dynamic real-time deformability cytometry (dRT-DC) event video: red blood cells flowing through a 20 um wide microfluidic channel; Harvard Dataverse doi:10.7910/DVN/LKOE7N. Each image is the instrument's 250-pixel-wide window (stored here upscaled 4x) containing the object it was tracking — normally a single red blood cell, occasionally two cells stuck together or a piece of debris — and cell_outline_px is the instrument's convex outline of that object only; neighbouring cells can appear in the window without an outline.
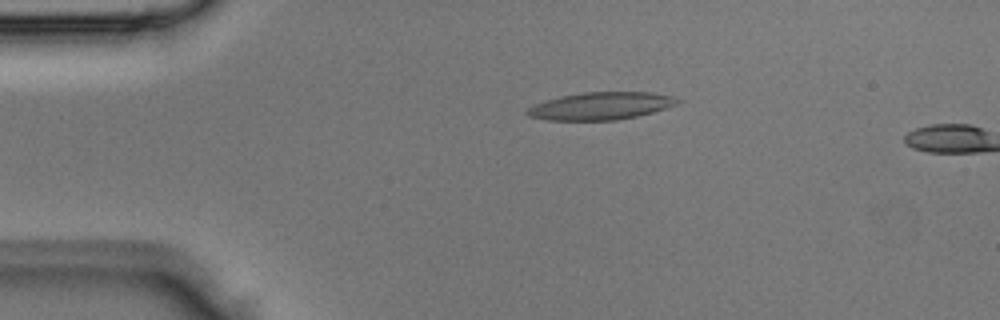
{"species": "Egyptian fruit bat (a non-hibernating species)", "species_latin": "Rousettus aegyptiacus", "temperature_condition": "room temperature", "stored_images_in_passage": 3, "camera_frame_rate_fps": 3000, "um_per_image_px": 0.085, "animal": {"sex": "male"}, "frame": {"image": 1, "passage_image": 2, "time_ms": 0.333, "image_size_px": [1000, 320], "cell_outline_px": [[680, 104], [652, 112], [636, 116], [616, 120], [548, 120], [528, 116], [524, 112], [528, 108], [536, 104], [560, 96], [584, 92], [652, 92], [672, 96], [680, 100]], "centroid_in_image_um": [51.09, 9.0], "position_along_channel_um": 33.9, "area_um2": 23.99}}